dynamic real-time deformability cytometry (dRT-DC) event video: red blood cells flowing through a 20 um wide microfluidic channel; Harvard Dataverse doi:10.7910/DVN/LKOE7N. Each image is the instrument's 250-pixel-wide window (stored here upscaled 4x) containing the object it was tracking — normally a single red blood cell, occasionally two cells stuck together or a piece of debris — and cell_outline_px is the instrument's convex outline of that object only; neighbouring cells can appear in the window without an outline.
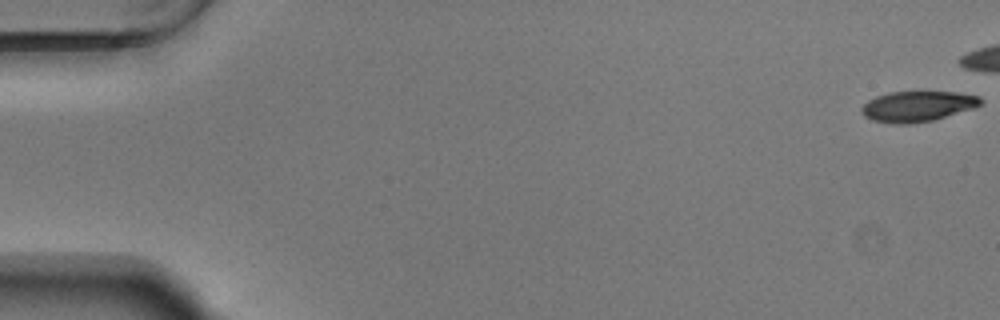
{"species": "Egyptian fruit bat (a non-hibernating species)", "species_latin": "Rousettus aegyptiacus", "temperature_condition": "warm", "stored_images_in_passage": 46, "camera_frame_rate_fps": 3000, "um_per_image_px": 0.085, "animal": {"sex": "male"}, "frame": {"image": 1, "passage_image": 1, "time_ms": 0.0, "image_size_px": [1000, 320], "cell_outline_px": [[984, 104], [972, 108], [932, 120], [908, 124], [896, 124], [872, 120], [864, 116], [860, 112], [860, 108], [868, 100], [876, 96], [888, 92], [920, 88], [956, 92], [980, 96], [984, 100]], "centroid_in_image_um": [77.99, 8.97], "position_along_channel_um": 7.0, "area_um2": 22.14}}
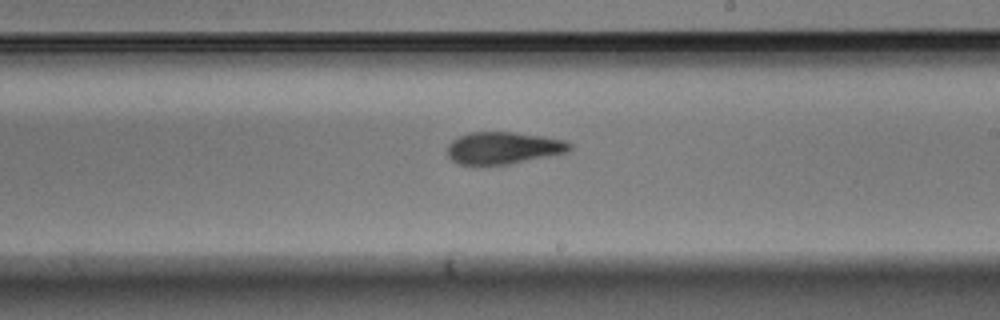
{"frame": {"image": 2, "passage_image": 33, "time_ms": 10.667, "image_size_px": [1000, 320], "cell_outline_px": [[572, 148], [568, 152], [508, 164], [456, 164], [448, 156], [448, 144], [452, 140], [468, 132], [516, 132], [544, 136], [564, 140], [572, 144]], "centroid_in_image_um": [42.79, 12.56], "position_along_channel_um": 246.2, "area_um2": 22.83}}
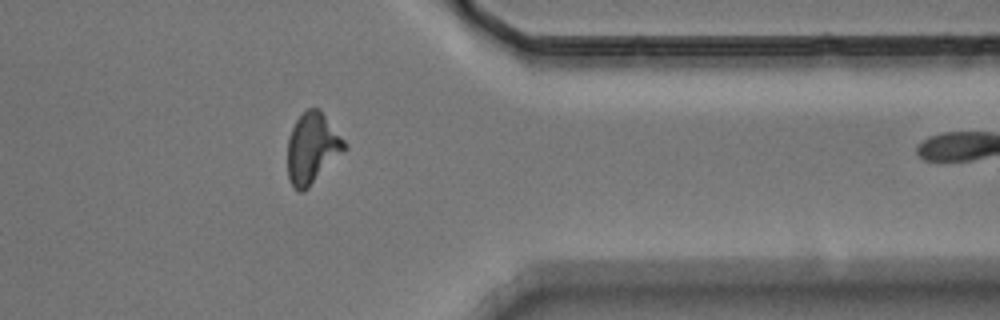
{"frame": {"image": 3, "passage_image": 45, "time_ms": 14.667, "image_size_px": [1000, 320], "cell_outline_px": [[348, 148], [304, 192], [300, 192], [288, 180], [288, 136], [296, 120], [308, 108], [320, 108], [348, 144]], "centroid_in_image_um": [26.57, 12.59], "position_along_channel_um": 384.8, "area_um2": 23.58}}